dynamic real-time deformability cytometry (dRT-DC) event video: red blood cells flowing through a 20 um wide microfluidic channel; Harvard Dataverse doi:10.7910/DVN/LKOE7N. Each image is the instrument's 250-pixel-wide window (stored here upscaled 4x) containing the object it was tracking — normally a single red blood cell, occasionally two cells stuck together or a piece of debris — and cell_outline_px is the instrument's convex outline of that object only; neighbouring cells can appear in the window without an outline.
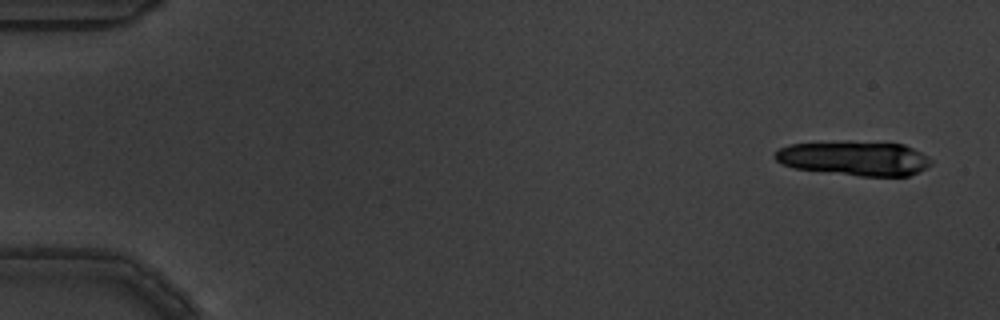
{"species": "common noctule bat (a hibernating species)", "species_latin": "Nyctalus noctula", "temperature_condition": "warm", "stored_images_in_passage": 6, "camera_frame_rate_fps": 3000, "um_per_image_px": 0.085, "animal": {"sex": "male", "body_mass_g": 19.5, "forearm_length_mm": 54.6}, "frame": {"image": 1, "passage_image": 1, "time_ms": 0.0, "image_size_px": [1000, 320], "cell_outline_px": [[932, 164], [928, 168], [908, 176], [860, 176], [796, 168], [784, 164], [776, 160], [772, 156], [780, 148], [788, 144], [844, 140], [848, 140], [904, 144], [928, 156], [932, 160]], "centroid_in_image_um": [72.65, 13.43], "position_along_channel_um": 12.4, "area_um2": 31.79}}
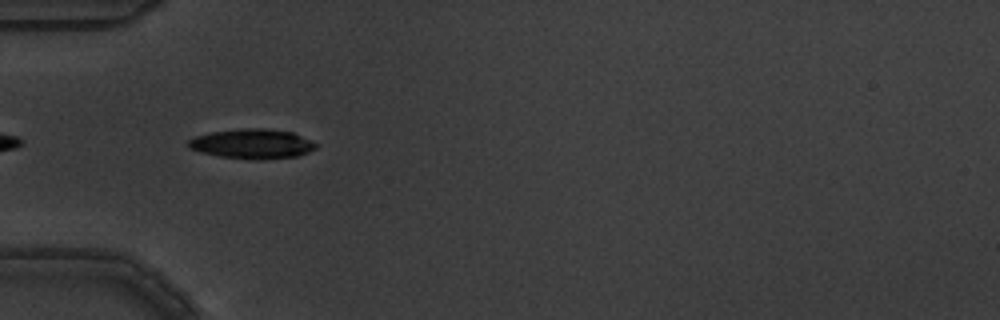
{"frame": {"image": 2, "passage_image": 6, "time_ms": 1.667, "image_size_px": [1000, 320], "cell_outline_px": [[316, 148], [308, 152], [296, 156], [264, 160], [248, 160], [220, 156], [200, 152], [188, 148], [188, 140], [196, 136], [212, 132], [244, 128], [268, 128], [292, 132], [316, 144]], "centroid_in_image_um": [21.41, 12.24], "position_along_channel_um": 63.6, "area_um2": 22.08}}